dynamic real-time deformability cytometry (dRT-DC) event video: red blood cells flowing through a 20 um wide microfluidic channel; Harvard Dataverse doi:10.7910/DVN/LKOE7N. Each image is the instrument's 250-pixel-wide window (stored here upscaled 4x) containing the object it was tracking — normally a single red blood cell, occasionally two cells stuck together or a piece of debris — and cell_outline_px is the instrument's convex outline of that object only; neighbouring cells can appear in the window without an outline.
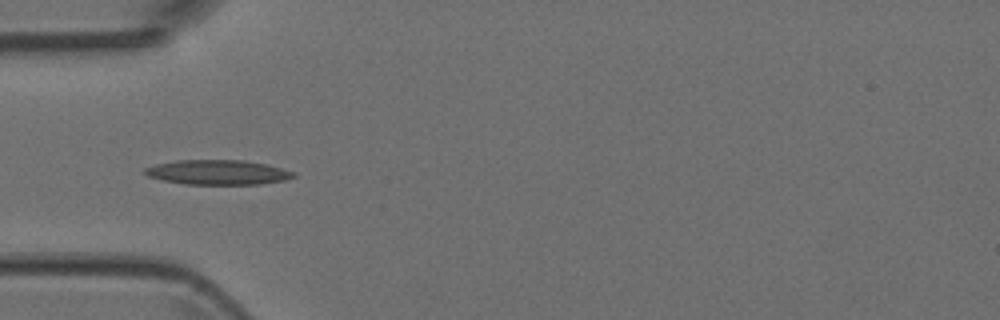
{"species": "Egyptian fruit bat (a non-hibernating species)", "species_latin": "Rousettus aegyptiacus", "temperature_condition": "room temperature", "stored_images_in_passage": 6, "camera_frame_rate_fps": 3000, "um_per_image_px": 0.085, "animal": {"sex": "female"}, "frame": {"image": 1, "passage_image": 3, "time_ms": 0.667, "image_size_px": [1000, 320], "cell_outline_px": [[296, 176], [284, 180], [260, 184], [184, 184], [160, 180], [148, 176], [144, 172], [144, 168], [156, 164], [176, 160], [244, 160], [268, 164], [296, 172]], "centroid_in_image_um": [18.52, 14.64], "position_along_channel_um": 66.5, "area_um2": 21.56}}
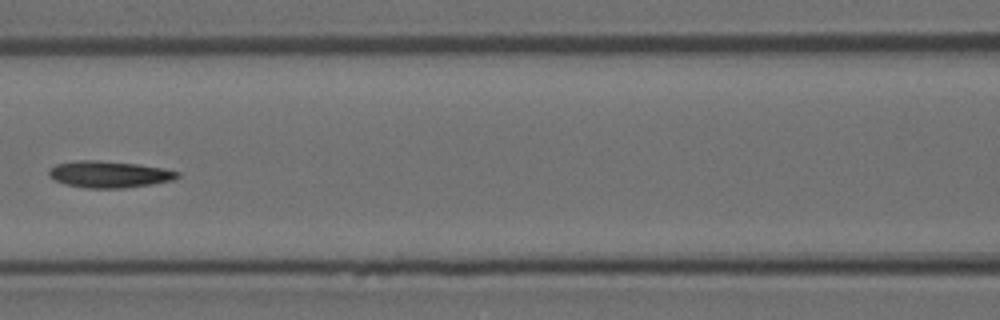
{"frame": {"image": 2, "passage_image": 5, "time_ms": 1.333, "image_size_px": [1000, 320], "cell_outline_px": [[180, 176], [172, 180], [152, 184], [124, 188], [84, 188], [64, 184], [48, 176], [48, 168], [56, 164], [76, 160], [100, 160], [140, 164], [164, 168], [180, 172]], "centroid_in_image_um": [9.26, 14.81], "position_along_channel_um": 157.3, "area_um2": 20.23}}
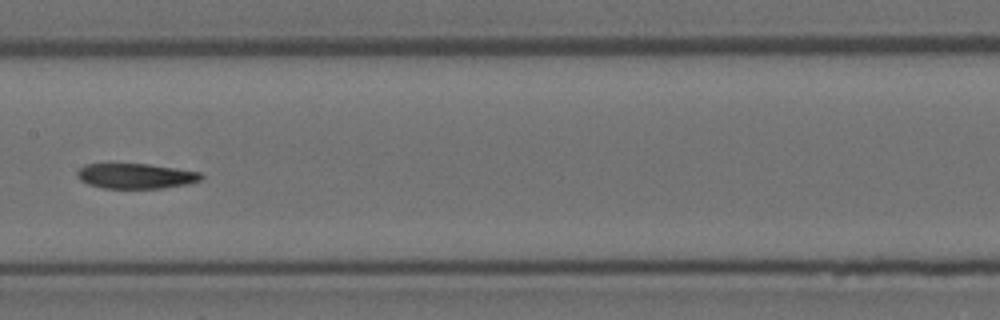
{"frame": {"image": 3, "passage_image": 6, "time_ms": 1.667, "image_size_px": [1000, 320], "cell_outline_px": [[204, 176], [200, 180], [188, 184], [164, 188], [104, 188], [88, 184], [80, 180], [76, 176], [76, 172], [84, 164], [148, 164], [200, 172]], "centroid_in_image_um": [11.53, 14.96], "position_along_channel_um": 195.9, "area_um2": 18.15}}